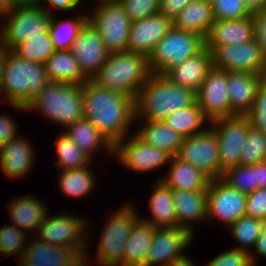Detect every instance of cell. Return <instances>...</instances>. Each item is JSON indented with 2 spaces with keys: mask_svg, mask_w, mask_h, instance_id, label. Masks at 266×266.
<instances>
[{
  "mask_svg": "<svg viewBox=\"0 0 266 266\" xmlns=\"http://www.w3.org/2000/svg\"><path fill=\"white\" fill-rule=\"evenodd\" d=\"M113 157L129 171L145 174L169 165L172 155L145 143L133 132L114 145Z\"/></svg>",
  "mask_w": 266,
  "mask_h": 266,
  "instance_id": "obj_11",
  "label": "cell"
},
{
  "mask_svg": "<svg viewBox=\"0 0 266 266\" xmlns=\"http://www.w3.org/2000/svg\"><path fill=\"white\" fill-rule=\"evenodd\" d=\"M57 135L55 144L56 158L54 166L59 171L84 168L92 165V159L81 151L76 144L63 131Z\"/></svg>",
  "mask_w": 266,
  "mask_h": 266,
  "instance_id": "obj_37",
  "label": "cell"
},
{
  "mask_svg": "<svg viewBox=\"0 0 266 266\" xmlns=\"http://www.w3.org/2000/svg\"><path fill=\"white\" fill-rule=\"evenodd\" d=\"M163 122L184 138L206 130L211 121L205 116L197 101L190 106L174 111ZM207 125H206V124Z\"/></svg>",
  "mask_w": 266,
  "mask_h": 266,
  "instance_id": "obj_35",
  "label": "cell"
},
{
  "mask_svg": "<svg viewBox=\"0 0 266 266\" xmlns=\"http://www.w3.org/2000/svg\"><path fill=\"white\" fill-rule=\"evenodd\" d=\"M35 147L26 137L17 136L5 143L0 153V168L10 180L22 179L32 173L34 168Z\"/></svg>",
  "mask_w": 266,
  "mask_h": 266,
  "instance_id": "obj_20",
  "label": "cell"
},
{
  "mask_svg": "<svg viewBox=\"0 0 266 266\" xmlns=\"http://www.w3.org/2000/svg\"><path fill=\"white\" fill-rule=\"evenodd\" d=\"M45 70L49 81L83 85L89 80L70 50L55 51L46 60Z\"/></svg>",
  "mask_w": 266,
  "mask_h": 266,
  "instance_id": "obj_32",
  "label": "cell"
},
{
  "mask_svg": "<svg viewBox=\"0 0 266 266\" xmlns=\"http://www.w3.org/2000/svg\"><path fill=\"white\" fill-rule=\"evenodd\" d=\"M76 144V146L95 160L93 156L101 150L113 157L114 146L103 136L96 126L88 119L82 118L62 130ZM100 149V150H99Z\"/></svg>",
  "mask_w": 266,
  "mask_h": 266,
  "instance_id": "obj_29",
  "label": "cell"
},
{
  "mask_svg": "<svg viewBox=\"0 0 266 266\" xmlns=\"http://www.w3.org/2000/svg\"><path fill=\"white\" fill-rule=\"evenodd\" d=\"M211 54L215 68L254 75H262L264 72L266 58L254 40L236 45L216 46Z\"/></svg>",
  "mask_w": 266,
  "mask_h": 266,
  "instance_id": "obj_16",
  "label": "cell"
},
{
  "mask_svg": "<svg viewBox=\"0 0 266 266\" xmlns=\"http://www.w3.org/2000/svg\"><path fill=\"white\" fill-rule=\"evenodd\" d=\"M45 120L61 128L84 118L82 85L49 81L45 88L26 106Z\"/></svg>",
  "mask_w": 266,
  "mask_h": 266,
  "instance_id": "obj_5",
  "label": "cell"
},
{
  "mask_svg": "<svg viewBox=\"0 0 266 266\" xmlns=\"http://www.w3.org/2000/svg\"><path fill=\"white\" fill-rule=\"evenodd\" d=\"M212 67V54L207 48H204L179 65L171 67L164 76L174 84L184 86L197 93Z\"/></svg>",
  "mask_w": 266,
  "mask_h": 266,
  "instance_id": "obj_25",
  "label": "cell"
},
{
  "mask_svg": "<svg viewBox=\"0 0 266 266\" xmlns=\"http://www.w3.org/2000/svg\"><path fill=\"white\" fill-rule=\"evenodd\" d=\"M119 208L108 216L101 229L96 257L92 261L97 266H123L124 246L140 213L130 202Z\"/></svg>",
  "mask_w": 266,
  "mask_h": 266,
  "instance_id": "obj_6",
  "label": "cell"
},
{
  "mask_svg": "<svg viewBox=\"0 0 266 266\" xmlns=\"http://www.w3.org/2000/svg\"><path fill=\"white\" fill-rule=\"evenodd\" d=\"M205 48L204 37L172 28L155 45L148 57L151 73L164 75L171 67L179 65Z\"/></svg>",
  "mask_w": 266,
  "mask_h": 266,
  "instance_id": "obj_9",
  "label": "cell"
},
{
  "mask_svg": "<svg viewBox=\"0 0 266 266\" xmlns=\"http://www.w3.org/2000/svg\"><path fill=\"white\" fill-rule=\"evenodd\" d=\"M222 179L246 195L256 190L254 164L233 167L223 173Z\"/></svg>",
  "mask_w": 266,
  "mask_h": 266,
  "instance_id": "obj_42",
  "label": "cell"
},
{
  "mask_svg": "<svg viewBox=\"0 0 266 266\" xmlns=\"http://www.w3.org/2000/svg\"><path fill=\"white\" fill-rule=\"evenodd\" d=\"M83 115L114 146L129 135L135 124L134 99L96 85L91 79L82 85Z\"/></svg>",
  "mask_w": 266,
  "mask_h": 266,
  "instance_id": "obj_1",
  "label": "cell"
},
{
  "mask_svg": "<svg viewBox=\"0 0 266 266\" xmlns=\"http://www.w3.org/2000/svg\"><path fill=\"white\" fill-rule=\"evenodd\" d=\"M26 233L10 223L0 226V256H15V261L19 260L28 245L27 239H30Z\"/></svg>",
  "mask_w": 266,
  "mask_h": 266,
  "instance_id": "obj_40",
  "label": "cell"
},
{
  "mask_svg": "<svg viewBox=\"0 0 266 266\" xmlns=\"http://www.w3.org/2000/svg\"><path fill=\"white\" fill-rule=\"evenodd\" d=\"M252 17L254 20V41L266 58V7L253 12Z\"/></svg>",
  "mask_w": 266,
  "mask_h": 266,
  "instance_id": "obj_48",
  "label": "cell"
},
{
  "mask_svg": "<svg viewBox=\"0 0 266 266\" xmlns=\"http://www.w3.org/2000/svg\"><path fill=\"white\" fill-rule=\"evenodd\" d=\"M193 0H160L159 12L173 21L178 13Z\"/></svg>",
  "mask_w": 266,
  "mask_h": 266,
  "instance_id": "obj_51",
  "label": "cell"
},
{
  "mask_svg": "<svg viewBox=\"0 0 266 266\" xmlns=\"http://www.w3.org/2000/svg\"><path fill=\"white\" fill-rule=\"evenodd\" d=\"M70 211H63L53 216L46 214L45 219L33 234L35 238L47 244L70 248L82 259L88 253L91 231L88 233V222L84 216H76ZM73 214V215H72Z\"/></svg>",
  "mask_w": 266,
  "mask_h": 266,
  "instance_id": "obj_7",
  "label": "cell"
},
{
  "mask_svg": "<svg viewBox=\"0 0 266 266\" xmlns=\"http://www.w3.org/2000/svg\"><path fill=\"white\" fill-rule=\"evenodd\" d=\"M91 6L87 11L88 21L100 34L107 50L127 51L131 21L120 1Z\"/></svg>",
  "mask_w": 266,
  "mask_h": 266,
  "instance_id": "obj_10",
  "label": "cell"
},
{
  "mask_svg": "<svg viewBox=\"0 0 266 266\" xmlns=\"http://www.w3.org/2000/svg\"><path fill=\"white\" fill-rule=\"evenodd\" d=\"M250 253L251 260L254 266H257V259L259 256L263 257L266 259V222H264L260 236L255 244V247ZM257 257V258H256Z\"/></svg>",
  "mask_w": 266,
  "mask_h": 266,
  "instance_id": "obj_52",
  "label": "cell"
},
{
  "mask_svg": "<svg viewBox=\"0 0 266 266\" xmlns=\"http://www.w3.org/2000/svg\"><path fill=\"white\" fill-rule=\"evenodd\" d=\"M16 55L41 64L56 51L53 46L49 32L28 38L25 42L18 44L13 50Z\"/></svg>",
  "mask_w": 266,
  "mask_h": 266,
  "instance_id": "obj_39",
  "label": "cell"
},
{
  "mask_svg": "<svg viewBox=\"0 0 266 266\" xmlns=\"http://www.w3.org/2000/svg\"><path fill=\"white\" fill-rule=\"evenodd\" d=\"M246 194L222 178L210 180L207 187V221H220L226 229L246 215Z\"/></svg>",
  "mask_w": 266,
  "mask_h": 266,
  "instance_id": "obj_14",
  "label": "cell"
},
{
  "mask_svg": "<svg viewBox=\"0 0 266 266\" xmlns=\"http://www.w3.org/2000/svg\"><path fill=\"white\" fill-rule=\"evenodd\" d=\"M172 26L173 22L160 12L131 22L127 51L144 54L149 57L155 45L166 35Z\"/></svg>",
  "mask_w": 266,
  "mask_h": 266,
  "instance_id": "obj_19",
  "label": "cell"
},
{
  "mask_svg": "<svg viewBox=\"0 0 266 266\" xmlns=\"http://www.w3.org/2000/svg\"><path fill=\"white\" fill-rule=\"evenodd\" d=\"M80 13V14H79ZM73 14L72 17L60 20L54 14L51 16L49 25V34L53 42L54 49L70 50L72 44L77 38L79 30L88 21V13L84 11Z\"/></svg>",
  "mask_w": 266,
  "mask_h": 266,
  "instance_id": "obj_36",
  "label": "cell"
},
{
  "mask_svg": "<svg viewBox=\"0 0 266 266\" xmlns=\"http://www.w3.org/2000/svg\"><path fill=\"white\" fill-rule=\"evenodd\" d=\"M256 189L266 188V160L254 164Z\"/></svg>",
  "mask_w": 266,
  "mask_h": 266,
  "instance_id": "obj_53",
  "label": "cell"
},
{
  "mask_svg": "<svg viewBox=\"0 0 266 266\" xmlns=\"http://www.w3.org/2000/svg\"><path fill=\"white\" fill-rule=\"evenodd\" d=\"M204 266H254L250 253L231 247L225 249Z\"/></svg>",
  "mask_w": 266,
  "mask_h": 266,
  "instance_id": "obj_45",
  "label": "cell"
},
{
  "mask_svg": "<svg viewBox=\"0 0 266 266\" xmlns=\"http://www.w3.org/2000/svg\"><path fill=\"white\" fill-rule=\"evenodd\" d=\"M135 122H140L134 133L141 140L151 146L167 151L172 156L177 155L184 139L182 135L172 130L163 121L135 120Z\"/></svg>",
  "mask_w": 266,
  "mask_h": 266,
  "instance_id": "obj_30",
  "label": "cell"
},
{
  "mask_svg": "<svg viewBox=\"0 0 266 266\" xmlns=\"http://www.w3.org/2000/svg\"><path fill=\"white\" fill-rule=\"evenodd\" d=\"M246 216L266 222V188L256 189L246 195Z\"/></svg>",
  "mask_w": 266,
  "mask_h": 266,
  "instance_id": "obj_47",
  "label": "cell"
},
{
  "mask_svg": "<svg viewBox=\"0 0 266 266\" xmlns=\"http://www.w3.org/2000/svg\"><path fill=\"white\" fill-rule=\"evenodd\" d=\"M155 227L138 219L124 246L123 266H145V257Z\"/></svg>",
  "mask_w": 266,
  "mask_h": 266,
  "instance_id": "obj_34",
  "label": "cell"
},
{
  "mask_svg": "<svg viewBox=\"0 0 266 266\" xmlns=\"http://www.w3.org/2000/svg\"><path fill=\"white\" fill-rule=\"evenodd\" d=\"M172 190H207L210 179L198 168L172 156L168 172L159 178Z\"/></svg>",
  "mask_w": 266,
  "mask_h": 266,
  "instance_id": "obj_27",
  "label": "cell"
},
{
  "mask_svg": "<svg viewBox=\"0 0 266 266\" xmlns=\"http://www.w3.org/2000/svg\"><path fill=\"white\" fill-rule=\"evenodd\" d=\"M153 185V190L148 200L150 217L142 218V215H140V219L155 228L177 226L173 190L162 180Z\"/></svg>",
  "mask_w": 266,
  "mask_h": 266,
  "instance_id": "obj_28",
  "label": "cell"
},
{
  "mask_svg": "<svg viewBox=\"0 0 266 266\" xmlns=\"http://www.w3.org/2000/svg\"><path fill=\"white\" fill-rule=\"evenodd\" d=\"M47 78L45 64L28 61L12 50L7 53L0 94L3 103L27 113L26 106L45 88Z\"/></svg>",
  "mask_w": 266,
  "mask_h": 266,
  "instance_id": "obj_3",
  "label": "cell"
},
{
  "mask_svg": "<svg viewBox=\"0 0 266 266\" xmlns=\"http://www.w3.org/2000/svg\"><path fill=\"white\" fill-rule=\"evenodd\" d=\"M215 20H237L252 15L243 0H212Z\"/></svg>",
  "mask_w": 266,
  "mask_h": 266,
  "instance_id": "obj_43",
  "label": "cell"
},
{
  "mask_svg": "<svg viewBox=\"0 0 266 266\" xmlns=\"http://www.w3.org/2000/svg\"><path fill=\"white\" fill-rule=\"evenodd\" d=\"M51 16L40 3L15 5L0 17L3 20L0 43L8 50H13L28 38L47 33Z\"/></svg>",
  "mask_w": 266,
  "mask_h": 266,
  "instance_id": "obj_8",
  "label": "cell"
},
{
  "mask_svg": "<svg viewBox=\"0 0 266 266\" xmlns=\"http://www.w3.org/2000/svg\"><path fill=\"white\" fill-rule=\"evenodd\" d=\"M262 82H264L266 84V63H265L264 72L262 74Z\"/></svg>",
  "mask_w": 266,
  "mask_h": 266,
  "instance_id": "obj_61",
  "label": "cell"
},
{
  "mask_svg": "<svg viewBox=\"0 0 266 266\" xmlns=\"http://www.w3.org/2000/svg\"><path fill=\"white\" fill-rule=\"evenodd\" d=\"M214 20L211 2L193 0L172 22L176 29L196 33L205 38Z\"/></svg>",
  "mask_w": 266,
  "mask_h": 266,
  "instance_id": "obj_31",
  "label": "cell"
},
{
  "mask_svg": "<svg viewBox=\"0 0 266 266\" xmlns=\"http://www.w3.org/2000/svg\"><path fill=\"white\" fill-rule=\"evenodd\" d=\"M17 262H18L19 266H27V265L23 264L20 260H17Z\"/></svg>",
  "mask_w": 266,
  "mask_h": 266,
  "instance_id": "obj_62",
  "label": "cell"
},
{
  "mask_svg": "<svg viewBox=\"0 0 266 266\" xmlns=\"http://www.w3.org/2000/svg\"><path fill=\"white\" fill-rule=\"evenodd\" d=\"M247 116L252 126L266 134V84L264 82L259 85L254 106Z\"/></svg>",
  "mask_w": 266,
  "mask_h": 266,
  "instance_id": "obj_46",
  "label": "cell"
},
{
  "mask_svg": "<svg viewBox=\"0 0 266 266\" xmlns=\"http://www.w3.org/2000/svg\"><path fill=\"white\" fill-rule=\"evenodd\" d=\"M84 0H41L40 4L50 13L54 15L56 11L70 12L78 8Z\"/></svg>",
  "mask_w": 266,
  "mask_h": 266,
  "instance_id": "obj_50",
  "label": "cell"
},
{
  "mask_svg": "<svg viewBox=\"0 0 266 266\" xmlns=\"http://www.w3.org/2000/svg\"><path fill=\"white\" fill-rule=\"evenodd\" d=\"M241 150L240 165H253L266 160V134L250 125Z\"/></svg>",
  "mask_w": 266,
  "mask_h": 266,
  "instance_id": "obj_41",
  "label": "cell"
},
{
  "mask_svg": "<svg viewBox=\"0 0 266 266\" xmlns=\"http://www.w3.org/2000/svg\"><path fill=\"white\" fill-rule=\"evenodd\" d=\"M151 74L146 55L122 51L110 53L106 62L91 80L100 87L135 99L137 92Z\"/></svg>",
  "mask_w": 266,
  "mask_h": 266,
  "instance_id": "obj_4",
  "label": "cell"
},
{
  "mask_svg": "<svg viewBox=\"0 0 266 266\" xmlns=\"http://www.w3.org/2000/svg\"><path fill=\"white\" fill-rule=\"evenodd\" d=\"M173 202L177 226L195 236L196 222H207V190H173Z\"/></svg>",
  "mask_w": 266,
  "mask_h": 266,
  "instance_id": "obj_23",
  "label": "cell"
},
{
  "mask_svg": "<svg viewBox=\"0 0 266 266\" xmlns=\"http://www.w3.org/2000/svg\"><path fill=\"white\" fill-rule=\"evenodd\" d=\"M15 121L12 116L0 113V144L2 146L20 135Z\"/></svg>",
  "mask_w": 266,
  "mask_h": 266,
  "instance_id": "obj_49",
  "label": "cell"
},
{
  "mask_svg": "<svg viewBox=\"0 0 266 266\" xmlns=\"http://www.w3.org/2000/svg\"><path fill=\"white\" fill-rule=\"evenodd\" d=\"M120 0H96V4H94V6H98V5H102L105 3H115V2H119Z\"/></svg>",
  "mask_w": 266,
  "mask_h": 266,
  "instance_id": "obj_59",
  "label": "cell"
},
{
  "mask_svg": "<svg viewBox=\"0 0 266 266\" xmlns=\"http://www.w3.org/2000/svg\"><path fill=\"white\" fill-rule=\"evenodd\" d=\"M89 255H85L83 262L79 266H92L91 262L88 260ZM90 263V264H89Z\"/></svg>",
  "mask_w": 266,
  "mask_h": 266,
  "instance_id": "obj_60",
  "label": "cell"
},
{
  "mask_svg": "<svg viewBox=\"0 0 266 266\" xmlns=\"http://www.w3.org/2000/svg\"><path fill=\"white\" fill-rule=\"evenodd\" d=\"M196 102V93L152 73L134 99L135 120L163 121L174 111Z\"/></svg>",
  "mask_w": 266,
  "mask_h": 266,
  "instance_id": "obj_2",
  "label": "cell"
},
{
  "mask_svg": "<svg viewBox=\"0 0 266 266\" xmlns=\"http://www.w3.org/2000/svg\"><path fill=\"white\" fill-rule=\"evenodd\" d=\"M194 236L178 226L155 228L145 257V266H170L185 256Z\"/></svg>",
  "mask_w": 266,
  "mask_h": 266,
  "instance_id": "obj_15",
  "label": "cell"
},
{
  "mask_svg": "<svg viewBox=\"0 0 266 266\" xmlns=\"http://www.w3.org/2000/svg\"><path fill=\"white\" fill-rule=\"evenodd\" d=\"M0 99H2V97H1V94H0ZM1 101L3 102V100H0V105L2 104V102H1Z\"/></svg>",
  "mask_w": 266,
  "mask_h": 266,
  "instance_id": "obj_63",
  "label": "cell"
},
{
  "mask_svg": "<svg viewBox=\"0 0 266 266\" xmlns=\"http://www.w3.org/2000/svg\"><path fill=\"white\" fill-rule=\"evenodd\" d=\"M8 49L0 43V87L3 80L4 67L7 59Z\"/></svg>",
  "mask_w": 266,
  "mask_h": 266,
  "instance_id": "obj_55",
  "label": "cell"
},
{
  "mask_svg": "<svg viewBox=\"0 0 266 266\" xmlns=\"http://www.w3.org/2000/svg\"><path fill=\"white\" fill-rule=\"evenodd\" d=\"M246 8L251 12H257L266 7V0H243Z\"/></svg>",
  "mask_w": 266,
  "mask_h": 266,
  "instance_id": "obj_54",
  "label": "cell"
},
{
  "mask_svg": "<svg viewBox=\"0 0 266 266\" xmlns=\"http://www.w3.org/2000/svg\"><path fill=\"white\" fill-rule=\"evenodd\" d=\"M263 220L242 216L232 223L226 231L235 239L237 245L234 248L251 253L260 236Z\"/></svg>",
  "mask_w": 266,
  "mask_h": 266,
  "instance_id": "obj_38",
  "label": "cell"
},
{
  "mask_svg": "<svg viewBox=\"0 0 266 266\" xmlns=\"http://www.w3.org/2000/svg\"><path fill=\"white\" fill-rule=\"evenodd\" d=\"M30 239L19 259L27 266H79L83 262V259L70 248L47 244L33 235Z\"/></svg>",
  "mask_w": 266,
  "mask_h": 266,
  "instance_id": "obj_21",
  "label": "cell"
},
{
  "mask_svg": "<svg viewBox=\"0 0 266 266\" xmlns=\"http://www.w3.org/2000/svg\"><path fill=\"white\" fill-rule=\"evenodd\" d=\"M15 6L12 0H0V17Z\"/></svg>",
  "mask_w": 266,
  "mask_h": 266,
  "instance_id": "obj_56",
  "label": "cell"
},
{
  "mask_svg": "<svg viewBox=\"0 0 266 266\" xmlns=\"http://www.w3.org/2000/svg\"><path fill=\"white\" fill-rule=\"evenodd\" d=\"M15 5L38 4L41 0H12Z\"/></svg>",
  "mask_w": 266,
  "mask_h": 266,
  "instance_id": "obj_58",
  "label": "cell"
},
{
  "mask_svg": "<svg viewBox=\"0 0 266 266\" xmlns=\"http://www.w3.org/2000/svg\"><path fill=\"white\" fill-rule=\"evenodd\" d=\"M205 48L210 52L216 46L239 44L254 40L252 15L237 20H214L205 38Z\"/></svg>",
  "mask_w": 266,
  "mask_h": 266,
  "instance_id": "obj_24",
  "label": "cell"
},
{
  "mask_svg": "<svg viewBox=\"0 0 266 266\" xmlns=\"http://www.w3.org/2000/svg\"><path fill=\"white\" fill-rule=\"evenodd\" d=\"M188 256L189 255L186 254L185 256L178 259L170 266H197V264L193 260H191V258L189 259Z\"/></svg>",
  "mask_w": 266,
  "mask_h": 266,
  "instance_id": "obj_57",
  "label": "cell"
},
{
  "mask_svg": "<svg viewBox=\"0 0 266 266\" xmlns=\"http://www.w3.org/2000/svg\"><path fill=\"white\" fill-rule=\"evenodd\" d=\"M251 125L247 115H233L212 120L210 126L215 130L221 178L227 170L240 165V155Z\"/></svg>",
  "mask_w": 266,
  "mask_h": 266,
  "instance_id": "obj_12",
  "label": "cell"
},
{
  "mask_svg": "<svg viewBox=\"0 0 266 266\" xmlns=\"http://www.w3.org/2000/svg\"><path fill=\"white\" fill-rule=\"evenodd\" d=\"M70 52L88 79L99 71L110 55L100 34L89 21L79 30Z\"/></svg>",
  "mask_w": 266,
  "mask_h": 266,
  "instance_id": "obj_17",
  "label": "cell"
},
{
  "mask_svg": "<svg viewBox=\"0 0 266 266\" xmlns=\"http://www.w3.org/2000/svg\"><path fill=\"white\" fill-rule=\"evenodd\" d=\"M7 210L11 224L28 233H36L49 213V208L44 201H40L36 196L24 195L12 199L8 203Z\"/></svg>",
  "mask_w": 266,
  "mask_h": 266,
  "instance_id": "obj_26",
  "label": "cell"
},
{
  "mask_svg": "<svg viewBox=\"0 0 266 266\" xmlns=\"http://www.w3.org/2000/svg\"><path fill=\"white\" fill-rule=\"evenodd\" d=\"M196 101L210 121L229 117L227 71L212 67L196 93Z\"/></svg>",
  "mask_w": 266,
  "mask_h": 266,
  "instance_id": "obj_18",
  "label": "cell"
},
{
  "mask_svg": "<svg viewBox=\"0 0 266 266\" xmlns=\"http://www.w3.org/2000/svg\"><path fill=\"white\" fill-rule=\"evenodd\" d=\"M176 157L198 168L210 180L221 178L218 141L211 126L184 138Z\"/></svg>",
  "mask_w": 266,
  "mask_h": 266,
  "instance_id": "obj_13",
  "label": "cell"
},
{
  "mask_svg": "<svg viewBox=\"0 0 266 266\" xmlns=\"http://www.w3.org/2000/svg\"><path fill=\"white\" fill-rule=\"evenodd\" d=\"M91 166L84 168L59 171L57 181L58 189L64 197L83 199L97 187V175Z\"/></svg>",
  "mask_w": 266,
  "mask_h": 266,
  "instance_id": "obj_33",
  "label": "cell"
},
{
  "mask_svg": "<svg viewBox=\"0 0 266 266\" xmlns=\"http://www.w3.org/2000/svg\"><path fill=\"white\" fill-rule=\"evenodd\" d=\"M261 82L262 75L237 71L227 72L230 116L247 115L251 111Z\"/></svg>",
  "mask_w": 266,
  "mask_h": 266,
  "instance_id": "obj_22",
  "label": "cell"
},
{
  "mask_svg": "<svg viewBox=\"0 0 266 266\" xmlns=\"http://www.w3.org/2000/svg\"><path fill=\"white\" fill-rule=\"evenodd\" d=\"M160 0H120L131 22L159 12Z\"/></svg>",
  "mask_w": 266,
  "mask_h": 266,
  "instance_id": "obj_44",
  "label": "cell"
}]
</instances>
